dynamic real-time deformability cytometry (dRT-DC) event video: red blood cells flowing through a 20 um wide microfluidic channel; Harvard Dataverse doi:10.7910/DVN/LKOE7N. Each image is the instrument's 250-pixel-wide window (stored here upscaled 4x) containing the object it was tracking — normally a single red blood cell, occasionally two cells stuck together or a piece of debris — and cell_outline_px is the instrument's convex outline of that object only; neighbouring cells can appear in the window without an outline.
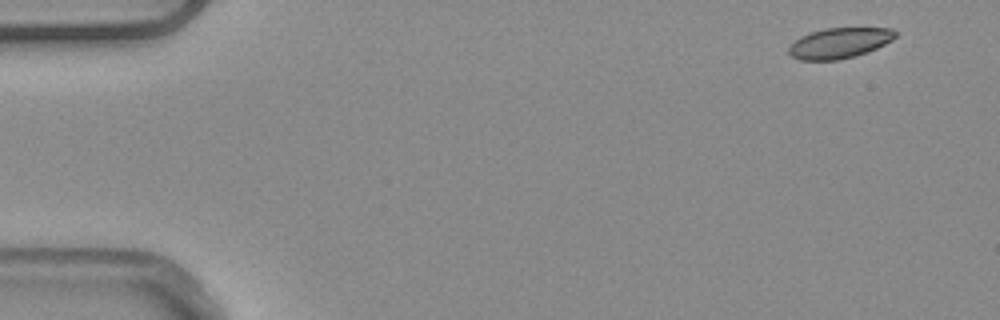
{"species": "common noctule bat (a hibernating species)", "species_latin": "Nyctalus noctula", "temperature_condition": "warm", "stored_images_in_passage": 5, "camera_frame_rate_fps": 3000, "um_per_image_px": 0.085, "animal": {"sex": "male", "body_mass_g": 20.4}, "frame": {"image": 1, "passage_image": 1, "time_ms": 0.0, "image_size_px": [1000, 320], "cell_outline_px": [[896, 36], [892, 40], [876, 48], [856, 56], [836, 60], [800, 60], [792, 56], [788, 52], [788, 48], [800, 36], [824, 28], [892, 28], [896, 32]], "centroid_in_image_um": [71.35, 3.65], "position_along_channel_um": 13.7, "area_um2": 18.79}}
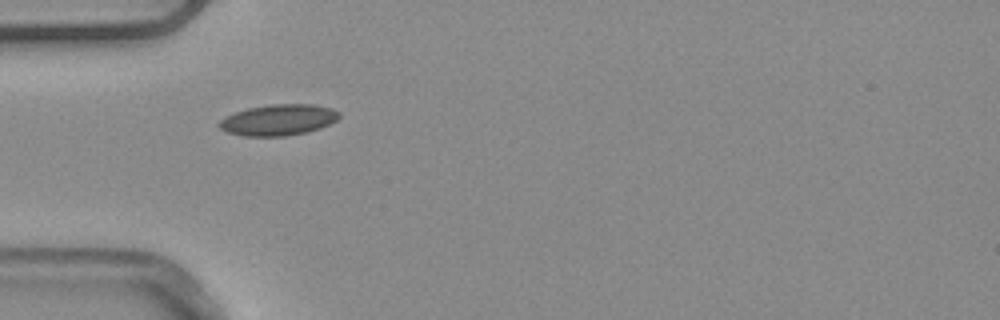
{"frame": {"image": 2, "passage_image": 4, "time_ms": 1.0, "image_size_px": [1000, 320], "cell_outline_px": [[340, 116], [336, 120], [320, 128], [308, 132], [284, 136], [244, 136], [228, 132], [220, 128], [216, 124], [220, 120], [236, 112], [248, 108], [272, 104], [312, 104], [332, 108], [340, 112]], "centroid_in_image_um": [23.68, 10.19], "position_along_channel_um": 61.3, "area_um2": 21.62}}